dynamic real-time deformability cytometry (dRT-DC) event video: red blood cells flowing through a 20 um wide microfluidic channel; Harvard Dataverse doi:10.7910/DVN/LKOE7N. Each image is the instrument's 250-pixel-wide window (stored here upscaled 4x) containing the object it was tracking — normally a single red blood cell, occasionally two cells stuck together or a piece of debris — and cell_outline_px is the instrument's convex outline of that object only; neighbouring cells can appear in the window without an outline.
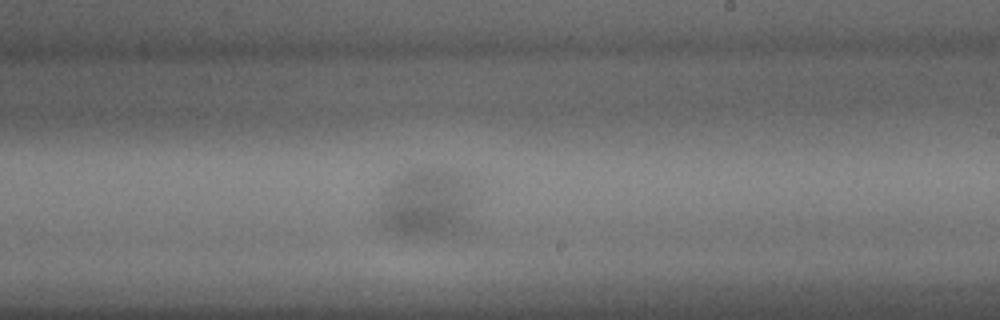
{"species": "common noctule bat (a hibernating species)", "species_latin": "Nyctalus noctula", "temperature_condition": "warm", "stored_images_in_passage": 26, "camera_frame_rate_fps": 3000, "um_per_image_px": 0.085, "animal": {"sex": "male", "body_mass_g": 15.6}, "frame": {"image": 1, "passage_image": 10, "time_ms": 3.0, "image_size_px": [1000, 320], "cell_outline_px": [[476, 236], [396, 236], [376, 228], [372, 224], [376, 216], [392, 188], [420, 168], [444, 172], [452, 176], [468, 208], [476, 228]], "centroid_in_image_um": [36.19, 17.65], "position_along_channel_um": 252.8, "area_um2": 36.41}}
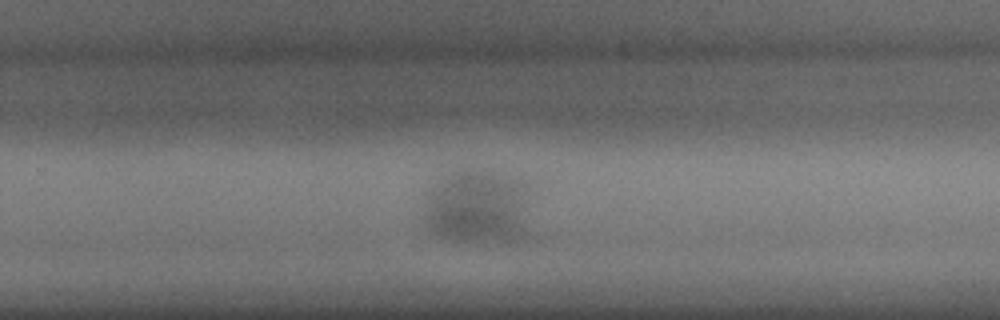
{"frame": {"image": 2, "passage_image": 12, "time_ms": 3.667, "image_size_px": [1000, 320], "cell_outline_px": [[544, 236], [536, 240], [452, 240], [432, 236], [424, 228], [424, 220], [428, 208], [436, 196], [456, 172], [468, 172], [476, 176]], "centroid_in_image_um": [40.36, 18.16], "position_along_channel_um": 289.4, "area_um2": 36.59}}
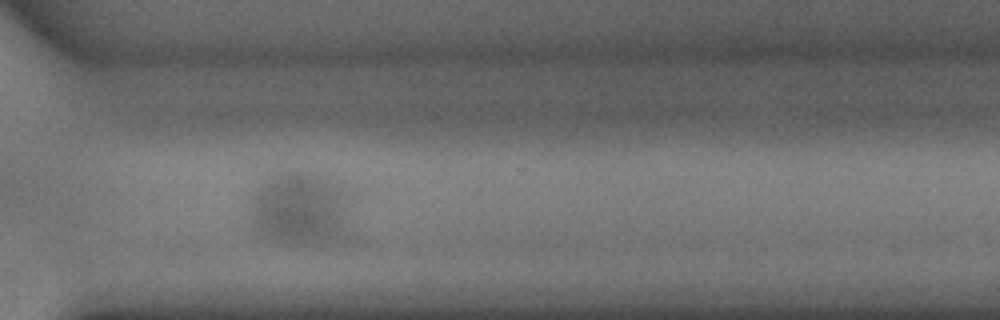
{"frame": {"image": 3, "passage_image": 15, "time_ms": 4.667, "image_size_px": [1000, 320], "cell_outline_px": [[348, 240], [336, 244], [280, 244], [256, 236], [252, 232], [252, 228], [256, 196], [272, 184], [280, 180], [296, 176], [300, 176], [312, 184], [324, 196], [340, 216], [348, 232]], "centroid_in_image_um": [25.23, 18.28], "position_along_channel_um": 345.4, "area_um2": 34.97}}